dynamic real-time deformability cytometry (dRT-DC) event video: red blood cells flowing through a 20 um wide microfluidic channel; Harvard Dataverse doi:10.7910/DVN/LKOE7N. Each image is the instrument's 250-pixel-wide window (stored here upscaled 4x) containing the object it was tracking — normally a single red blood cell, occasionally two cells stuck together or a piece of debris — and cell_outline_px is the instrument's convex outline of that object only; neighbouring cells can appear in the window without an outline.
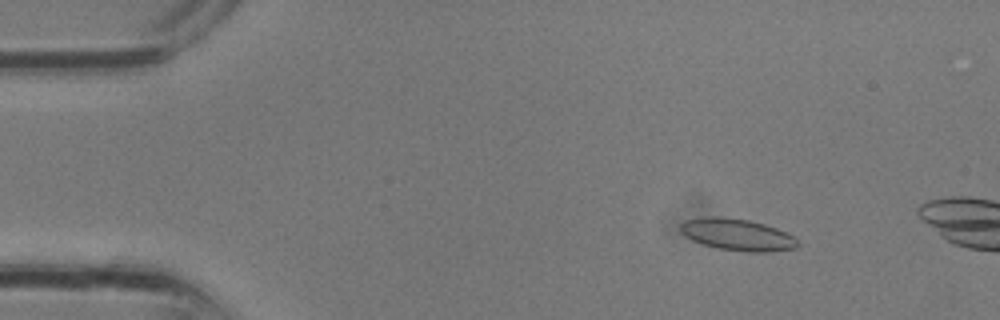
{"species": "common noctule bat (a hibernating species)", "species_latin": "Nyctalus noctula", "temperature_condition": "room temperature", "stored_images_in_passage": 7, "camera_frame_rate_fps": 3000, "um_per_image_px": 0.085, "animal": {"sex": "male", "body_mass_g": 13.3}, "frame": {"image": 1, "passage_image": 3, "time_ms": 0.667, "image_size_px": [1000, 320], "cell_outline_px": [[800, 244], [796, 248], [764, 252], [748, 252], [716, 248], [692, 240], [680, 228], [680, 224], [688, 220], [708, 216], [720, 216], [748, 220], [764, 224], [776, 228], [792, 236]], "centroid_in_image_um": [62.69, 19.95], "position_along_channel_um": 22.3, "area_um2": 21.33}}